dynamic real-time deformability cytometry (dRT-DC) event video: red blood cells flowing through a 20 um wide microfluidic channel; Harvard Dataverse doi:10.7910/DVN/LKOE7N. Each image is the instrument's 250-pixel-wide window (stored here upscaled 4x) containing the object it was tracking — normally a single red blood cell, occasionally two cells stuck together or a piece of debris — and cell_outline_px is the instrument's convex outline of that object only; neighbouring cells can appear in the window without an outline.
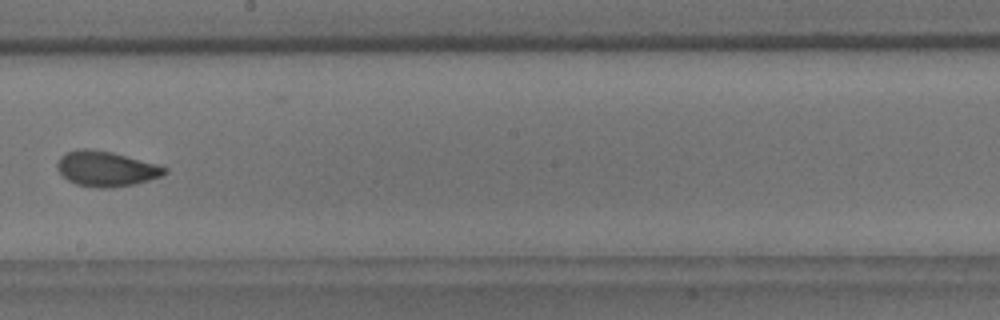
{"species": "common noctule bat (a hibernating species)", "species_latin": "Nyctalus noctula", "temperature_condition": "room temperature", "stored_images_in_passage": 14, "camera_frame_rate_fps": 3000, "um_per_image_px": 0.085, "animal": {"sex": "male", "body_mass_g": 18.8}, "frame": {"image": 1, "passage_image": 8, "time_ms": 9.0, "image_size_px": [1000, 320], "cell_outline_px": [[168, 172], [160, 176], [136, 184], [108, 188], [96, 188], [76, 184], [68, 180], [56, 168], [56, 164], [60, 156], [64, 152], [80, 148], [88, 148], [112, 152], [156, 164], [168, 168]], "centroid_in_image_um": [8.99, 14.34], "position_along_channel_um": 239.2, "area_um2": 22.08}}
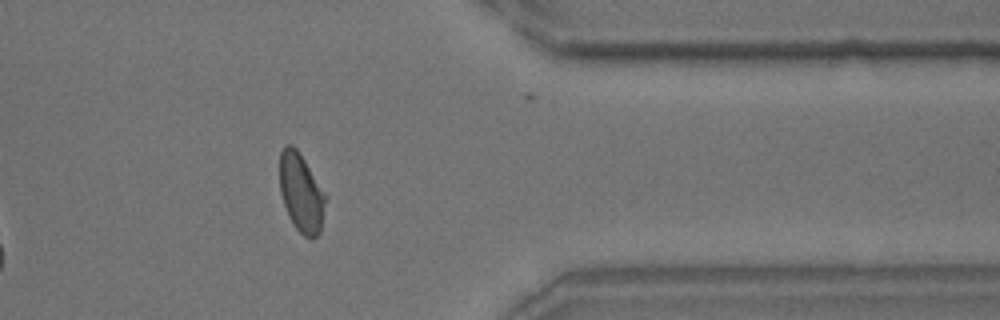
{"frame": {"image": 2, "passage_image": 12, "time_ms": 13.333, "image_size_px": [1000, 320], "cell_outline_px": [[328, 196], [320, 232], [312, 240], [304, 236], [292, 224], [288, 216], [280, 192], [280, 152], [288, 144], [292, 144], [296, 148]], "centroid_in_image_um": [25.62, 16.42], "position_along_channel_um": 385.8, "area_um2": 21.15}, "authors_computed_cell_mechanics": {"area_um2": 21.8195, "velocity_mm_per_s": 3.7282, "shape_relaxation_time_tau1_ms": 9.5567, "shape_relaxation_time_tau2_ms": 1.005, "deformation_change_tau1": 0.198, "deformation_change_tau2": 0.0506}}